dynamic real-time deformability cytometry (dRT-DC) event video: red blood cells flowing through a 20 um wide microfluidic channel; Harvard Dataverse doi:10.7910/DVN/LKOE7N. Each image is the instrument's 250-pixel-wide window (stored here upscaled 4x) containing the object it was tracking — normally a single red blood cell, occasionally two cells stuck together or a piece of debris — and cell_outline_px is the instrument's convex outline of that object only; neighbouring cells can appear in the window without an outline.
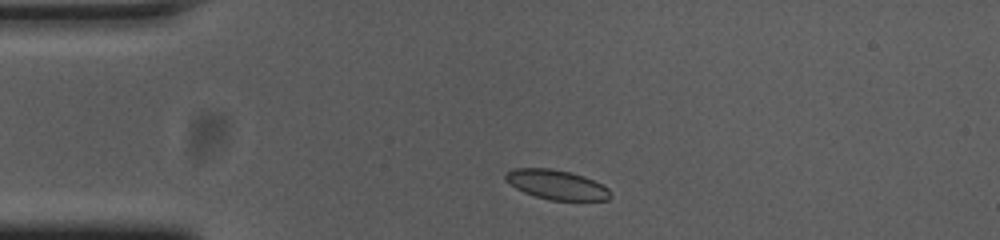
{"species": "common noctule bat (a hibernating species)", "species_latin": "Nyctalus noctula", "temperature_condition": "cold", "stored_images_in_passage": 44, "camera_frame_rate_fps": 3000, "um_per_image_px": 0.085, "animal": {"sex": "female", "body_mass_g": 23.0, "forearm_length_mm": 53.4}, "frame": {"image": 1, "passage_image": 1, "time_ms": 0.0, "image_size_px": [1000, 240], "cell_outline_px": [[612, 196], [608, 200], [548, 200], [524, 192], [516, 188], [504, 180], [504, 176], [512, 168], [552, 168], [572, 172], [584, 176], [608, 188]], "centroid_in_image_um": [47.29, 15.69], "position_along_channel_um": 37.7, "area_um2": 18.09}}
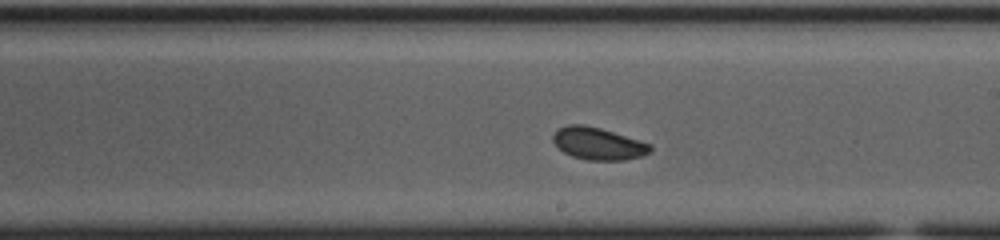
{"frame": {"image": 2, "passage_image": 20, "time_ms": 6.333, "image_size_px": [1000, 240], "cell_outline_px": [[652, 152], [640, 156], [624, 160], [588, 160], [572, 156], [564, 152], [552, 140], [552, 136], [560, 128], [568, 124], [584, 124], [600, 128], [640, 140], [652, 144]], "centroid_in_image_um": [50.87, 12.2], "position_along_channel_um": 238.1, "area_um2": 18.21}}
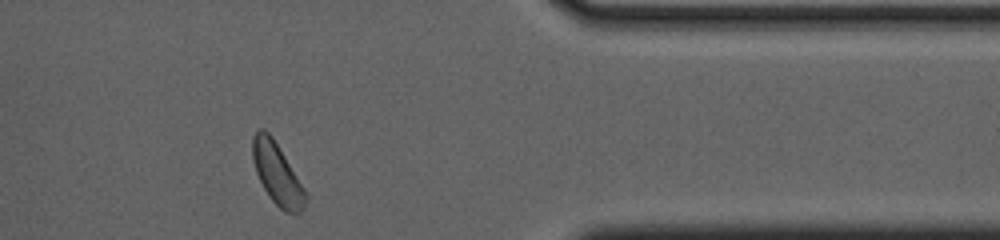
{"frame": {"image": 3, "passage_image": 34, "time_ms": 11.0, "image_size_px": [1000, 240], "cell_outline_px": [[308, 200], [304, 208], [300, 212], [284, 212], [272, 200], [264, 188], [256, 172], [252, 160], [252, 136], [256, 128], [264, 128], [272, 136], [304, 188], [308, 196]], "centroid_in_image_um": [23.54, 14.74], "position_along_channel_um": 387.9, "area_um2": 18.9}, "authors_computed_cell_mechanics": {"area_um2": 18.496, "velocity_mm_per_s": 3.66, "shape_relaxation_time_tau1_ms": 3.7434, "shape_relaxation_time_tau2_ms": null, "deformation_change_tau1": 0.0909, "deformation_change_tau2": null}}